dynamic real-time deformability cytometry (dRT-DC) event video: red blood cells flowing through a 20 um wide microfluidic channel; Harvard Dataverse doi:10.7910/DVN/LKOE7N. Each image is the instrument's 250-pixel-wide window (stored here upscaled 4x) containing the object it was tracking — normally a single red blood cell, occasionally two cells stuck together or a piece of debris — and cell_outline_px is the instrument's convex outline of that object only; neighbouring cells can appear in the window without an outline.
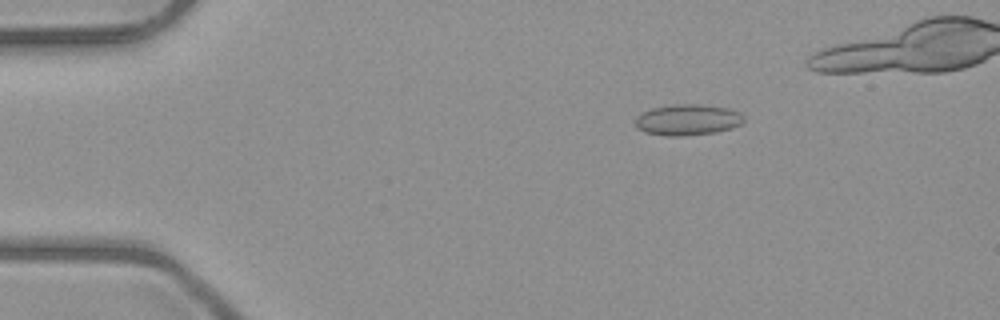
{"species": "common noctule bat (a hibernating species)", "species_latin": "Nyctalus noctula", "temperature_condition": "room temperature", "stored_images_in_passage": 43, "camera_frame_rate_fps": 3000, "um_per_image_px": 0.085, "animal": {"sex": "male", "body_mass_g": 23.1, "forearm_length_mm": 52.7}, "frame": {"image": 1, "passage_image": 7, "time_ms": 2.0, "image_size_px": [1000, 320], "cell_outline_px": [[744, 120], [740, 124], [732, 128], [716, 132], [684, 136], [664, 136], [644, 132], [636, 128], [636, 116], [640, 112], [652, 108], [672, 104], [700, 104], [728, 108], [740, 112], [744, 116]], "centroid_in_image_um": [58.42, 10.18], "position_along_channel_um": 26.6, "area_um2": 19.88}}
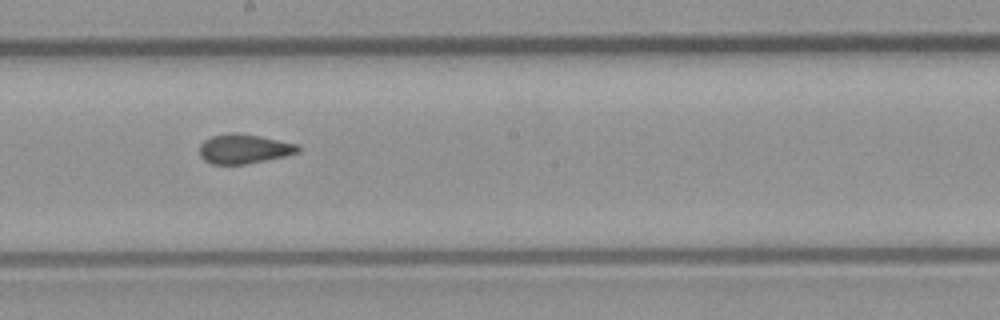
{"frame": {"image": 2, "passage_image": 27, "time_ms": 8.667, "image_size_px": [1000, 320], "cell_outline_px": [[300, 152], [284, 156], [244, 164], [212, 164], [204, 160], [200, 156], [200, 144], [204, 140], [212, 136], [232, 132], [236, 132], [296, 144], [300, 148]], "centroid_in_image_um": [20.69, 12.66], "position_along_channel_um": 227.5, "area_um2": 16.59}}
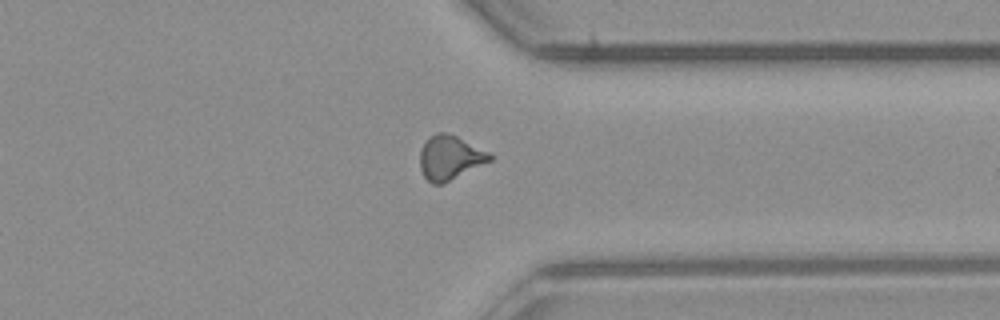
{"frame": {"image": 3, "passage_image": 38, "time_ms": 12.333, "image_size_px": [1000, 320], "cell_outline_px": [[492, 160], [444, 184], [432, 184], [424, 176], [420, 168], [420, 148], [436, 132], [444, 132], [456, 136], [488, 152], [492, 156]], "centroid_in_image_um": [38.23, 13.42], "position_along_channel_um": 373.2, "area_um2": 17.8}}